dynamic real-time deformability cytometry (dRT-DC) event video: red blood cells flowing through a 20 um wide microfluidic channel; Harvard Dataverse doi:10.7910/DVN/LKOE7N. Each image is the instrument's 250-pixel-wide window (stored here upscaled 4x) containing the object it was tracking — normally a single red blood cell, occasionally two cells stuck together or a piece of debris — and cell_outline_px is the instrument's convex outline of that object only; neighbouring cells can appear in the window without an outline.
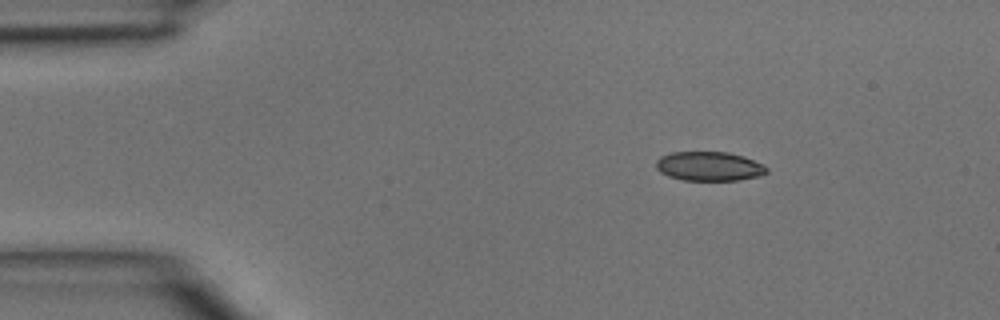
{"species": "common noctule bat (a hibernating species)", "species_latin": "Nyctalus noctula", "temperature_condition": "room temperature", "stored_images_in_passage": 4, "camera_frame_rate_fps": 3000, "um_per_image_px": 0.085, "animal": {"sex": "male", "body_mass_g": 15.6}, "frame": {"image": 1, "passage_image": 1, "time_ms": 0.0, "image_size_px": [1000, 320], "cell_outline_px": [[768, 172], [760, 176], [740, 180], [680, 180], [668, 176], [660, 172], [656, 168], [656, 160], [660, 156], [672, 152], [728, 152], [744, 156], [764, 164], [768, 168]], "centroid_in_image_um": [60.29, 14.13], "position_along_channel_um": 24.7, "area_um2": 19.07}}
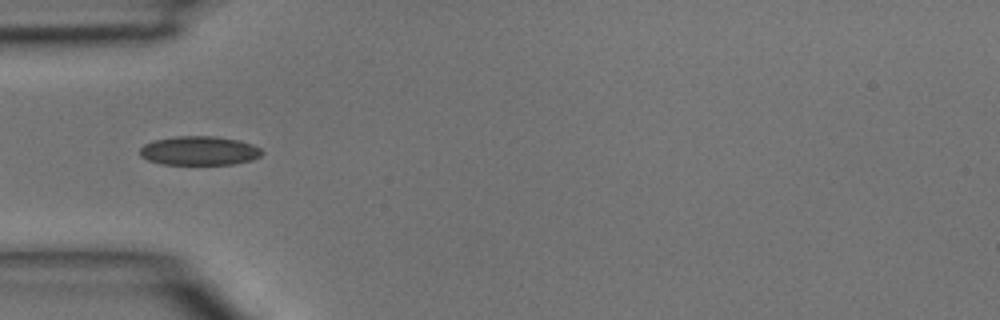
{"frame": {"image": 2, "passage_image": 3, "time_ms": 0.667, "image_size_px": [1000, 320], "cell_outline_px": [[264, 152], [260, 156], [252, 160], [232, 164], [160, 164], [148, 160], [140, 156], [140, 148], [144, 144], [152, 140], [176, 136], [216, 136], [240, 140], [252, 144], [260, 148]], "centroid_in_image_um": [16.93, 12.8], "position_along_channel_um": 68.1, "area_um2": 20.81}}